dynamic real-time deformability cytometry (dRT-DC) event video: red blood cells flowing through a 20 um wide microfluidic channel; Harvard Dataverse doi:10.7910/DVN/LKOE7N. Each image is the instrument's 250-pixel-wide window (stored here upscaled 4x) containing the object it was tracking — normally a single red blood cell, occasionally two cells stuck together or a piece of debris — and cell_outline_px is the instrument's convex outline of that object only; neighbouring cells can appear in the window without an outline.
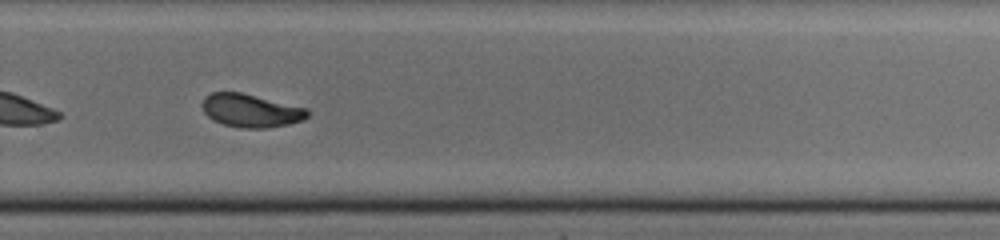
{"species": "common noctule bat (a hibernating species)", "species_latin": "Nyctalus noctula", "temperature_condition": "cold", "stored_images_in_passage": 24, "camera_frame_rate_fps": 3000, "um_per_image_px": 0.085, "animal": {"sex": "male", "body_mass_g": 20.0, "forearm_length_mm": 53.3}, "frame": {"image": 1, "passage_image": 21, "time_ms": 6.667, "image_size_px": [1000, 240], "cell_outline_px": [[308, 116], [304, 120], [288, 124], [268, 128], [240, 128], [224, 124], [212, 120], [204, 112], [200, 104], [204, 96], [212, 92], [240, 92], [308, 108]], "centroid_in_image_um": [21.3, 9.4], "position_along_channel_um": 308.5, "area_um2": 20.52}}